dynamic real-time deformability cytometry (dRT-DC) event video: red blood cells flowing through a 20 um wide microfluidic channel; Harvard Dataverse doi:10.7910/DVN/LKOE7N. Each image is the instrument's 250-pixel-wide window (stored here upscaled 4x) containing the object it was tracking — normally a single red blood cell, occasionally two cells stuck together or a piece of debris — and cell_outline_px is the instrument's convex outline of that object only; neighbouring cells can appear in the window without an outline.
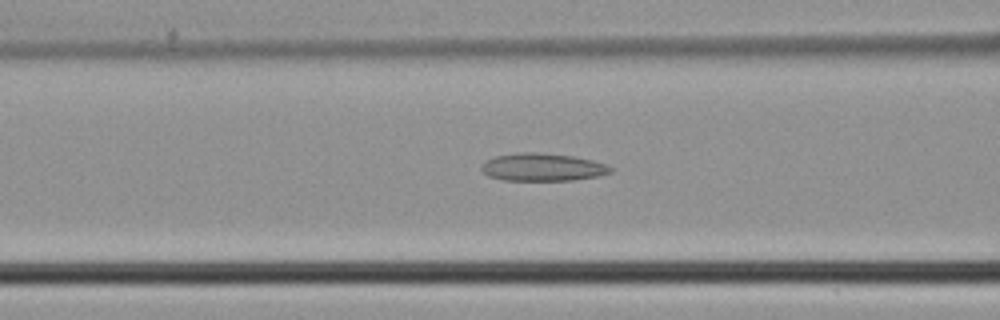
{"species": "common noctule bat (a hibernating species)", "species_latin": "Nyctalus noctula", "temperature_condition": "cold", "stored_images_in_passage": 44, "camera_frame_rate_fps": 3000, "um_per_image_px": 0.085, "animal": {"sex": "male", "body_mass_g": 21.5, "forearm_length_mm": 52.0}, "frame": {"image": 1, "passage_image": 17, "time_ms": 5.333, "image_size_px": [1000, 320], "cell_outline_px": [[612, 172], [600, 176], [572, 180], [504, 180], [488, 176], [480, 168], [484, 160], [496, 156], [520, 152], [536, 152], [572, 156], [592, 160], [604, 164], [612, 168]], "centroid_in_image_um": [46.09, 14.21], "position_along_channel_um": 120.5, "area_um2": 20.81}}
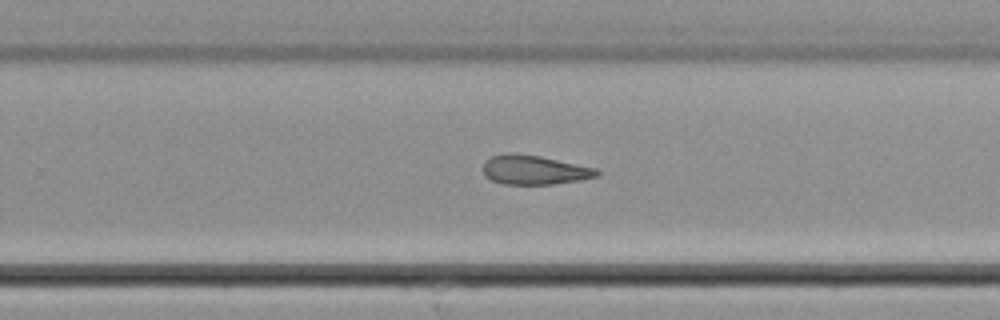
{"frame": {"image": 2, "passage_image": 28, "time_ms": 9.0, "image_size_px": [1000, 320], "cell_outline_px": [[600, 176], [580, 180], [552, 184], [504, 184], [492, 180], [484, 176], [484, 160], [492, 156], [504, 152], [512, 152], [540, 156], [596, 168], [600, 172]], "centroid_in_image_um": [45.4, 14.43], "position_along_channel_um": 284.4, "area_um2": 19.54}}
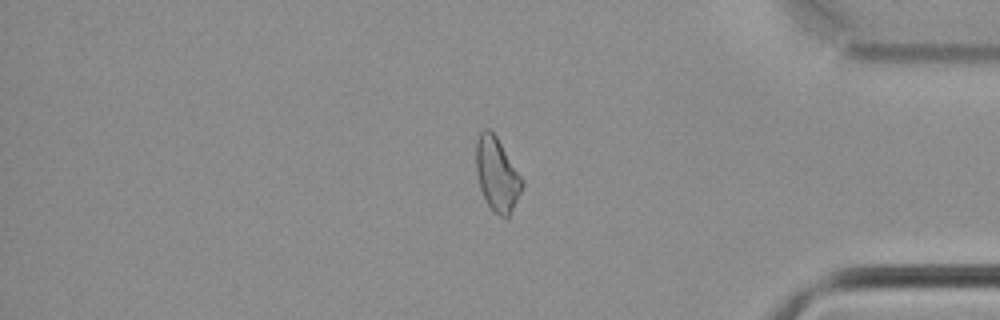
{"frame": {"image": 3, "passage_image": 37, "time_ms": 12.0, "image_size_px": [1000, 320], "cell_outline_px": [[524, 184], [508, 220], [492, 212], [480, 188], [476, 172], [476, 140], [480, 132], [484, 128], [488, 128], [496, 136], [524, 180]], "centroid_in_image_um": [42.25, 14.85], "position_along_channel_um": 393.0, "area_um2": 19.88}}